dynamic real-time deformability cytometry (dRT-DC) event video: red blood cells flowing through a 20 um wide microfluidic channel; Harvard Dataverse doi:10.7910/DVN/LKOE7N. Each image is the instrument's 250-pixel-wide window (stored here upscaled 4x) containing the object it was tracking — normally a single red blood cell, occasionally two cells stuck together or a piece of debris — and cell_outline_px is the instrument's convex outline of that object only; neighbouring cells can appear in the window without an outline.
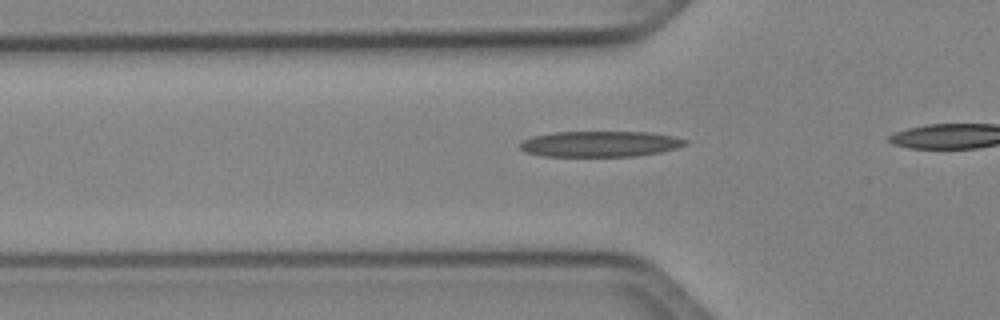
{"species": "Egyptian fruit bat (a non-hibernating species)", "species_latin": "Rousettus aegyptiacus", "temperature_condition": "cold", "stored_images_in_passage": 30, "camera_frame_rate_fps": 3000, "um_per_image_px": 0.085, "animal": {"sex": "female"}, "frame": {"image": 1, "passage_image": 7, "time_ms": 2.0, "image_size_px": [1000, 320], "cell_outline_px": [[688, 144], [676, 148], [660, 152], [636, 156], [540, 156], [524, 152], [520, 148], [520, 144], [524, 140], [532, 136], [556, 132], [648, 132], [672, 136], [688, 140]], "centroid_in_image_um": [51.0, 12.24], "position_along_channel_um": 74.8, "area_um2": 24.8}}
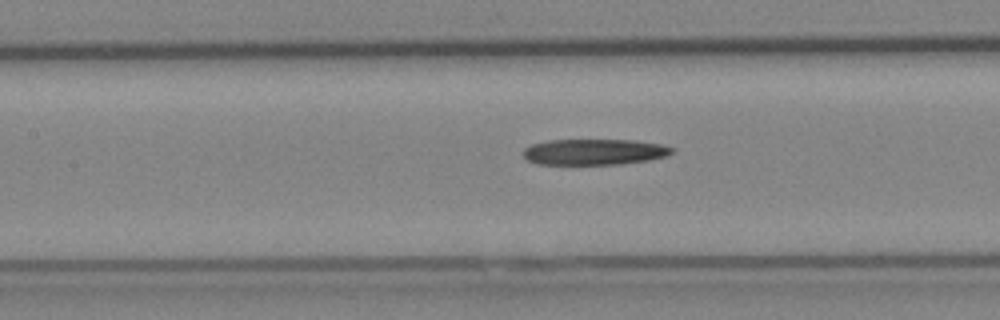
{"frame": {"image": 2, "passage_image": 13, "time_ms": 4.0, "image_size_px": [1000, 320], "cell_outline_px": [[676, 148], [668, 156], [648, 160], [620, 164], [536, 164], [528, 160], [524, 156], [524, 148], [532, 144], [548, 140], [632, 140], [660, 144]], "centroid_in_image_um": [50.53, 12.91], "position_along_channel_um": 156.9, "area_um2": 22.43}}
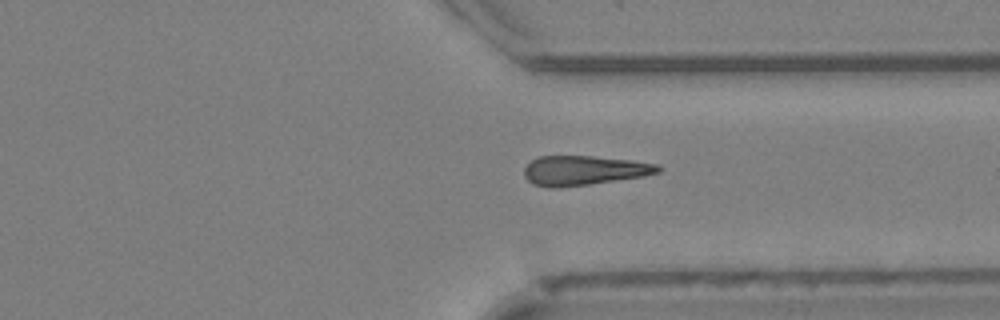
{"frame": {"image": 3, "passage_image": 28, "time_ms": 9.0, "image_size_px": [1000, 320], "cell_outline_px": [[664, 168], [660, 172], [644, 176], [588, 184], [556, 188], [548, 188], [532, 184], [524, 176], [524, 168], [532, 160], [540, 156], [592, 156], [632, 160], [656, 164]], "centroid_in_image_um": [49.63, 14.49], "position_along_channel_um": 361.8, "area_um2": 23.06}}